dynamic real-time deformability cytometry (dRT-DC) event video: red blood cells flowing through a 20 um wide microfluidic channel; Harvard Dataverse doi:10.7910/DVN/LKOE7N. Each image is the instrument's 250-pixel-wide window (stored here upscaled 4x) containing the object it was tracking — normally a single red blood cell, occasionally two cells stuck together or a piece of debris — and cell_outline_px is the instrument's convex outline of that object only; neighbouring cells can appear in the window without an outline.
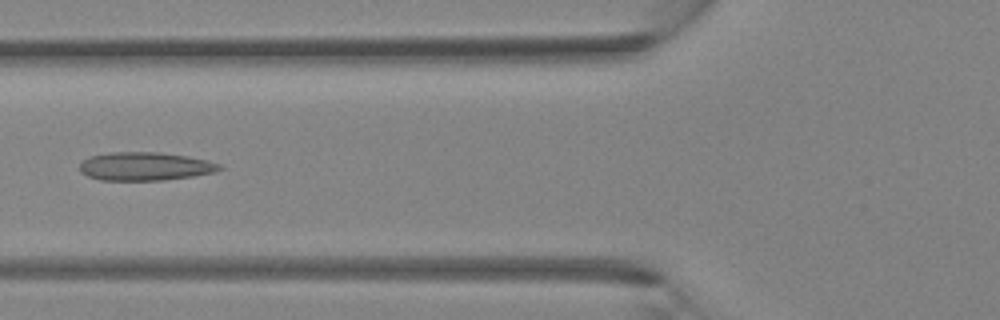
{"species": "Egyptian fruit bat (a non-hibernating species)", "species_latin": "Rousettus aegyptiacus", "temperature_condition": "room temperature", "stored_images_in_passage": 5, "camera_frame_rate_fps": 3000, "um_per_image_px": 0.085, "animal": {"sex": "female"}, "frame": {"image": 1, "passage_image": 5, "time_ms": 1.333, "image_size_px": [1000, 320], "cell_outline_px": [[224, 168], [216, 172], [192, 176], [164, 180], [100, 180], [88, 176], [80, 172], [80, 164], [84, 160], [92, 156], [112, 152], [160, 152], [188, 156], [208, 160], [220, 164]], "centroid_in_image_um": [12.37, 14.14], "position_along_channel_um": 113.4, "area_um2": 23.12}}